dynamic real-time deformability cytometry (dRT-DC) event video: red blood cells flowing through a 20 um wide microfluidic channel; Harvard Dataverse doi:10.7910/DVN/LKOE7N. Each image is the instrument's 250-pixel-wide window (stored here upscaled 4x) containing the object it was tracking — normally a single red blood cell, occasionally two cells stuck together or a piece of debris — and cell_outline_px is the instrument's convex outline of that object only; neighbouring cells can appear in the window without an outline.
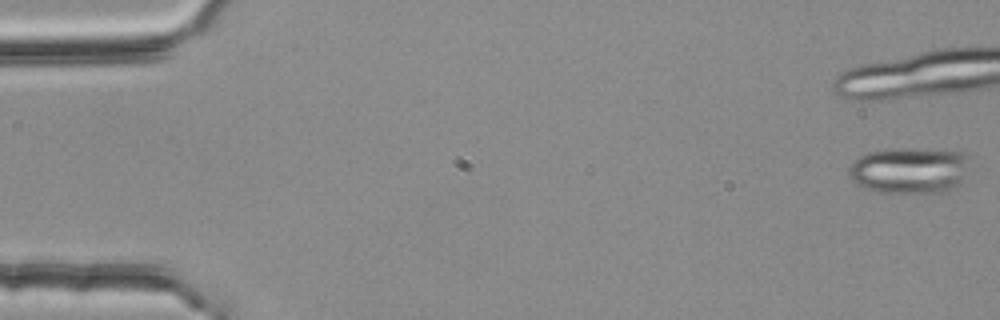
{"species": "common noctule bat (a hibernating species)", "species_latin": "Nyctalus noctula", "temperature_condition": "room temperature", "stored_images_in_passage": 7, "camera_frame_rate_fps": 3000, "um_per_image_px": 0.085, "animal": {"sex": "female", "body_mass_g": 25.1}, "frame": {"image": 1, "passage_image": 1, "time_ms": 0.0, "image_size_px": [1000, 320], "cell_outline_px": [[968, 156], [960, 184], [956, 188], [948, 192], [880, 192], [864, 188], [852, 180], [848, 176], [848, 168], [860, 156], [868, 152], [896, 148], [916, 148], [964, 152]], "centroid_in_image_um": [77.28, 14.47], "position_along_channel_um": 7.7, "area_um2": 32.43}}